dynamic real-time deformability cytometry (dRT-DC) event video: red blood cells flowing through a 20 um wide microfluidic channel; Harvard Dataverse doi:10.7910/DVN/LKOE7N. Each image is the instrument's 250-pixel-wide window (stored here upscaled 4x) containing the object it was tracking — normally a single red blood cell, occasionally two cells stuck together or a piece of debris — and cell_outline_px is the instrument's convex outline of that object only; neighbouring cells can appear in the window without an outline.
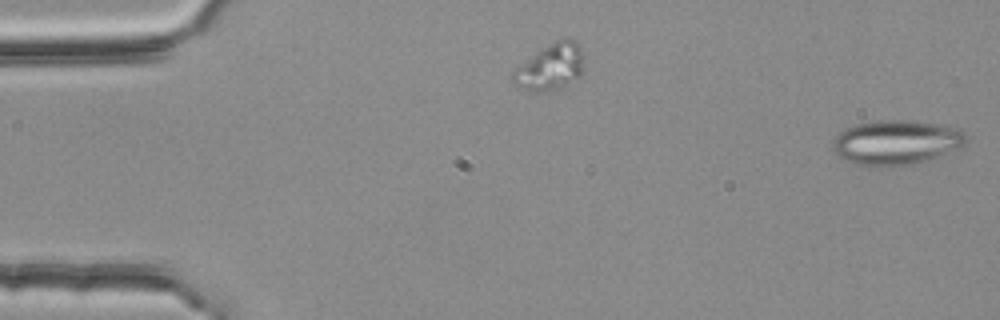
{"species": "common noctule bat (a hibernating species)", "species_latin": "Nyctalus noctula", "temperature_condition": "room temperature", "stored_images_in_passage": 4, "camera_frame_rate_fps": 3000, "um_per_image_px": 0.085, "animal": {"sex": "female", "body_mass_g": 25.1}, "frame": {"image": 1, "passage_image": 1, "time_ms": 0.0, "image_size_px": [1000, 320], "cell_outline_px": [[968, 140], [964, 144], [936, 160], [908, 164], [856, 164], [840, 156], [832, 148], [832, 140], [840, 132], [856, 124], [880, 120], [908, 120], [936, 124], [956, 128], [964, 132], [968, 136]], "centroid_in_image_um": [76.24, 12.08], "position_along_channel_um": 8.8, "area_um2": 34.16}}